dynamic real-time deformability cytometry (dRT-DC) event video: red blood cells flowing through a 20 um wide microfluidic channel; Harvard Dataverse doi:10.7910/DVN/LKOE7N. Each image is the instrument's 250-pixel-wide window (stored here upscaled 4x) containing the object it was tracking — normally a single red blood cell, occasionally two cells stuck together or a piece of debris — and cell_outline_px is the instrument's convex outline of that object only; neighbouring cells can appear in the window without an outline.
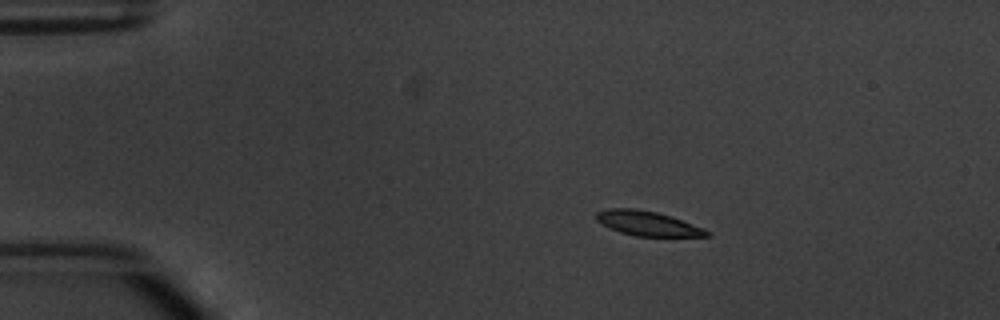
{"species": "common noctule bat (a hibernating species)", "species_latin": "Nyctalus noctula", "temperature_condition": "warm", "stored_images_in_passage": 5, "camera_frame_rate_fps": 3000, "um_per_image_px": 0.085, "animal": {"sex": "male", "body_mass_g": 20.1, "forearm_length_mm": 53.5}, "frame": {"image": 1, "passage_image": 3, "time_ms": 2.333, "image_size_px": [1000, 320], "cell_outline_px": [[712, 236], [636, 236], [620, 232], [600, 224], [596, 220], [596, 212], [608, 208], [636, 208], [656, 212], [672, 216], [704, 228]], "centroid_in_image_um": [55.02, 18.98], "position_along_channel_um": 30.0, "area_um2": 15.9}}
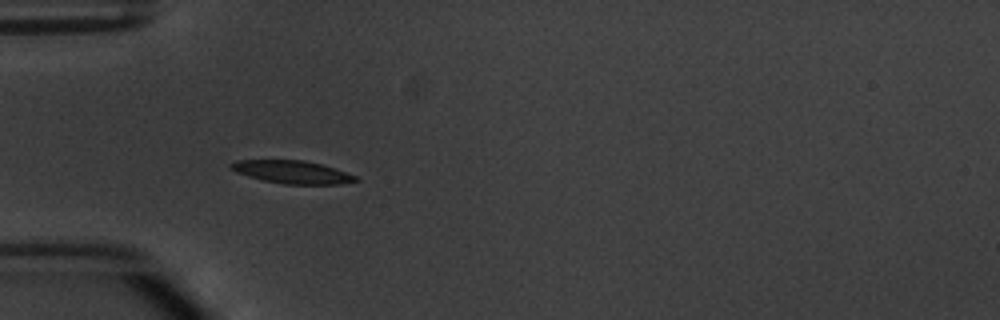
{"frame": {"image": 2, "passage_image": 5, "time_ms": 4.667, "image_size_px": [1000, 320], "cell_outline_px": [[360, 180], [340, 184], [284, 184], [264, 180], [248, 176], [236, 172], [228, 168], [228, 164], [236, 160], [304, 160], [320, 164], [356, 176]], "centroid_in_image_um": [24.77, 14.62], "position_along_channel_um": 60.2, "area_um2": 16.47}}